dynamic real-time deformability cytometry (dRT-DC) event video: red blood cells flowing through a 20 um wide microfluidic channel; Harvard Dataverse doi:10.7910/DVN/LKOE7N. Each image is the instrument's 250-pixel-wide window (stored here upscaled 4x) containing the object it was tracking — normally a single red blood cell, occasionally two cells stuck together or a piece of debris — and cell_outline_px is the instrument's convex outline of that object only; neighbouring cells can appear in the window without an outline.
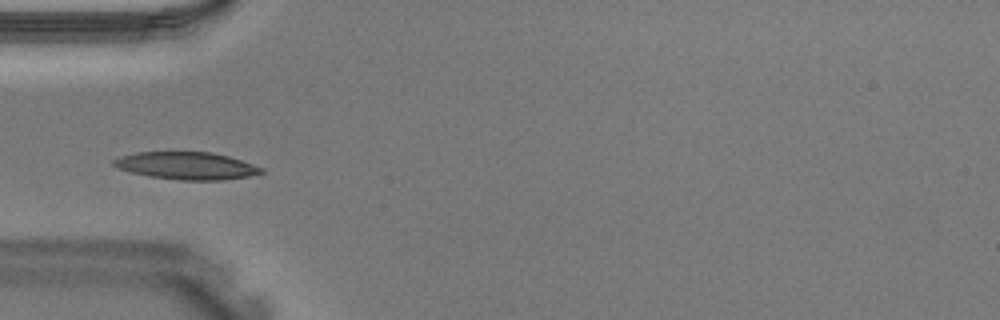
{"species": "Egyptian fruit bat (a non-hibernating species)", "species_latin": "Rousettus aegyptiacus", "temperature_condition": "warm", "stored_images_in_passage": 3, "camera_frame_rate_fps": 3000, "um_per_image_px": 0.085, "animal": {"sex": "male"}, "frame": {"image": 1, "passage_image": 1, "time_ms": 0.0, "image_size_px": [1000, 320], "cell_outline_px": [[264, 172], [248, 176], [224, 180], [180, 180], [148, 176], [132, 172], [120, 168], [112, 164], [112, 160], [120, 156], [136, 152], [212, 152], [228, 156], [264, 168]], "centroid_in_image_um": [15.86, 14.08], "position_along_channel_um": 69.1, "area_um2": 23.47}}